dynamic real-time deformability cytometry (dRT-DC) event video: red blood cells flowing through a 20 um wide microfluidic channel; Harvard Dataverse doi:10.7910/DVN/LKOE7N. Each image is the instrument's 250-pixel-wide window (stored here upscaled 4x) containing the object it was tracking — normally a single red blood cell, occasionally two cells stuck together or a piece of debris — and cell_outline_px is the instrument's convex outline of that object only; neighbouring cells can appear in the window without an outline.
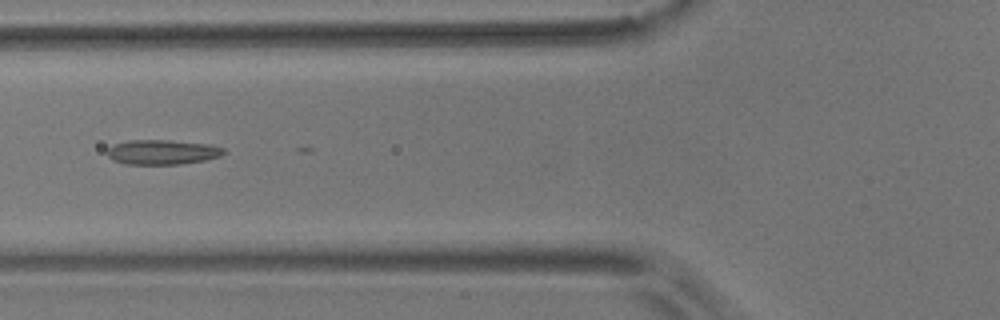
{"species": "common noctule bat (a hibernating species)", "species_latin": "Nyctalus noctula", "temperature_condition": "room temperature", "stored_images_in_passage": 29, "camera_frame_rate_fps": 3000, "um_per_image_px": 0.085, "animal": {"sex": "male", "body_mass_g": 17.9}, "frame": {"image": 1, "passage_image": 20, "time_ms": 6.333, "image_size_px": [1000, 320], "cell_outline_px": [[228, 152], [220, 156], [204, 160], [180, 164], [124, 164], [112, 160], [108, 156], [108, 148], [116, 144], [128, 140], [168, 140], [208, 144], [224, 148]], "centroid_in_image_um": [13.81, 12.93], "position_along_channel_um": 112.0, "area_um2": 16.76}}
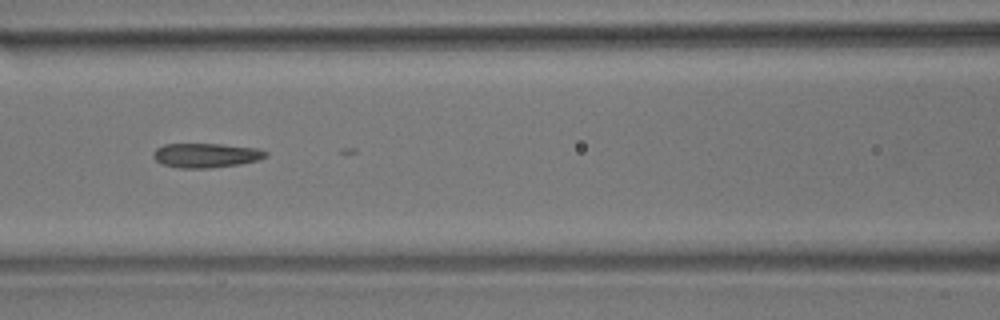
{"frame": {"image": 2, "passage_image": 23, "time_ms": 7.333, "image_size_px": [1000, 320], "cell_outline_px": [[268, 156], [256, 160], [240, 164], [212, 168], [180, 168], [164, 164], [156, 160], [152, 156], [152, 152], [156, 148], [164, 144], [220, 144], [256, 148], [268, 152]], "centroid_in_image_um": [17.49, 13.2], "position_along_channel_um": 149.1, "area_um2": 15.95}}